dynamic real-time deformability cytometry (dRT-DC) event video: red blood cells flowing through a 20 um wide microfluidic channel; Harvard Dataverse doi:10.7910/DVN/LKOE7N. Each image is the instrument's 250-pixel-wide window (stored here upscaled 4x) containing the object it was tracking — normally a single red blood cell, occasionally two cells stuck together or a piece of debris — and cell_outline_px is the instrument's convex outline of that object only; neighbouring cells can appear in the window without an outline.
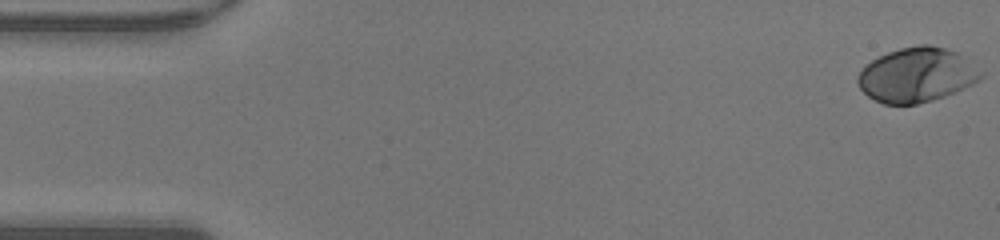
{"species": "human", "species_latin": "Homo sapiens", "temperature_condition": "warm", "stored_images_in_passage": 48, "camera_frame_rate_fps": 3000, "um_per_image_px": 0.085, "donor": {"sex": "male"}, "frame": {"image": 1, "passage_image": 1, "time_ms": 0.0, "image_size_px": [1000, 240], "cell_outline_px": [[984, 76], [980, 80], [956, 92], [932, 100], [916, 104], [884, 104], [868, 96], [860, 88], [856, 80], [856, 76], [872, 60], [888, 52], [900, 48], [920, 44], [928, 44], [944, 48], [968, 56], [972, 60]], "centroid_in_image_um": [77.96, 6.36], "position_along_channel_um": 7.0, "area_um2": 39.19}}
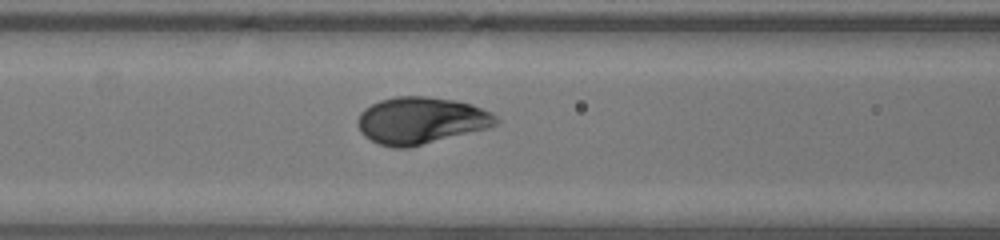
{"frame": {"image": 2, "passage_image": 20, "time_ms": 6.333, "image_size_px": [1000, 240], "cell_outline_px": [[500, 124], [488, 128], [408, 148], [396, 148], [380, 144], [364, 136], [360, 132], [356, 124], [356, 120], [360, 112], [364, 108], [380, 100], [396, 96], [428, 96], [456, 100], [472, 104], [492, 112], [500, 120]], "centroid_in_image_um": [35.79, 10.23], "position_along_channel_um": 130.8, "area_um2": 38.15}}
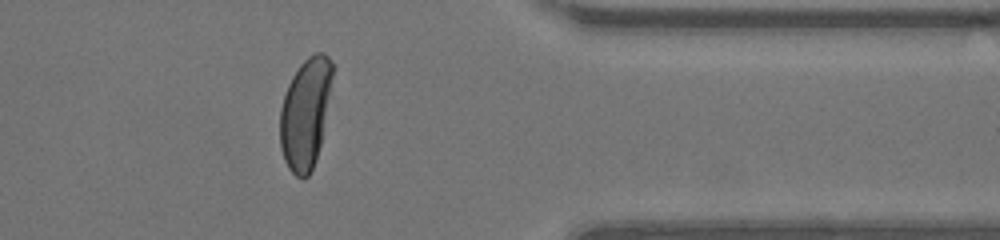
{"frame": {"image": 3, "passage_image": 39, "time_ms": 12.667, "image_size_px": [1000, 240], "cell_outline_px": [[332, 76], [320, 144], [316, 160], [308, 176], [304, 180], [296, 176], [288, 168], [284, 160], [280, 148], [280, 108], [288, 84], [292, 76], [300, 64], [308, 56], [316, 52], [324, 52], [332, 60]], "centroid_in_image_um": [25.93, 9.63], "position_along_channel_um": 385.5, "area_um2": 33.47}, "authors_computed_cell_mechanics": {"area_um2": 37.9457, "velocity_mm_per_s": 4.2935, "shape_relaxation_time_tau1_ms": 2.3821, "shape_relaxation_time_tau2_ms": null, "deformation_change_tau1": 0.1702, "deformation_change_tau2": null}}